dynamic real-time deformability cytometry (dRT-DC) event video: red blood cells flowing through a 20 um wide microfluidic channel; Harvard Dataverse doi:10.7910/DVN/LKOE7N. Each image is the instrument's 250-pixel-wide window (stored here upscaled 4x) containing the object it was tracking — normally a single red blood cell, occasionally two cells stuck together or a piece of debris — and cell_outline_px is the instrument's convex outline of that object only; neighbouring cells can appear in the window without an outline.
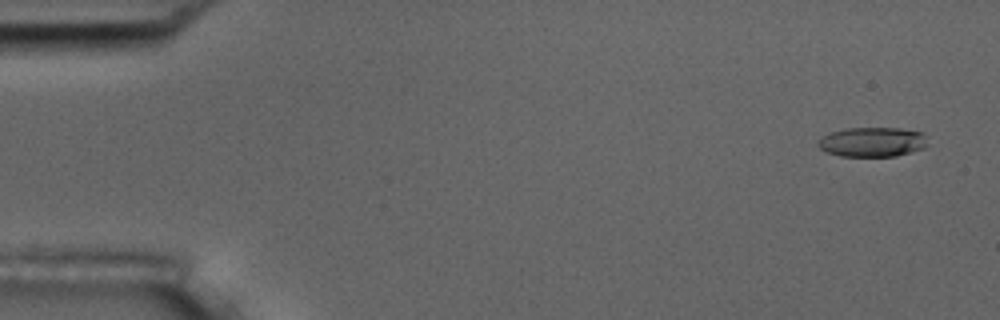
{"species": "common noctule bat (a hibernating species)", "species_latin": "Nyctalus noctula", "temperature_condition": "room temperature", "stored_images_in_passage": 5, "camera_frame_rate_fps": 3000, "um_per_image_px": 0.085, "animal": {"sex": "male", "body_mass_g": 17.5, "forearm_length_mm": 52.3}, "frame": {"image": 1, "passage_image": 1, "time_ms": 0.0, "image_size_px": [1000, 320], "cell_outline_px": [[928, 144], [924, 148], [912, 152], [896, 156], [840, 156], [824, 152], [816, 144], [824, 136], [832, 132], [844, 128], [900, 128], [924, 132]], "centroid_in_image_um": [74.18, 12.07], "position_along_channel_um": 10.8, "area_um2": 19.07}}
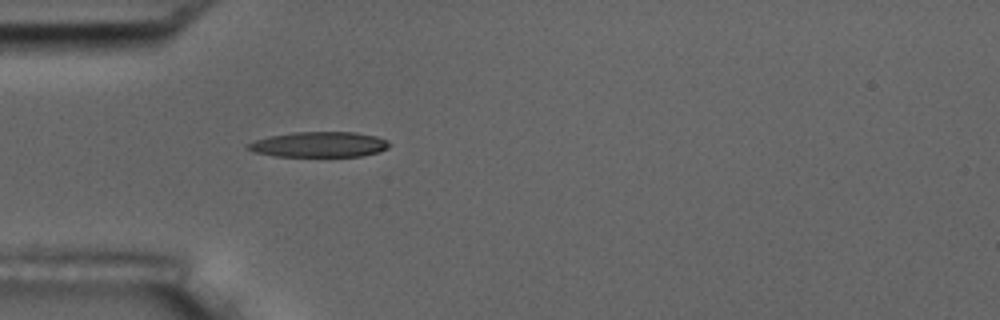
{"frame": {"image": 2, "passage_image": 5, "time_ms": 4.667, "image_size_px": [1000, 320], "cell_outline_px": [[392, 144], [388, 148], [380, 152], [364, 156], [276, 156], [252, 152], [244, 148], [244, 144], [256, 140], [272, 136], [292, 132], [356, 132], [376, 136], [388, 140]], "centroid_in_image_um": [27.14, 12.28], "position_along_channel_um": 57.9, "area_um2": 21.15}}